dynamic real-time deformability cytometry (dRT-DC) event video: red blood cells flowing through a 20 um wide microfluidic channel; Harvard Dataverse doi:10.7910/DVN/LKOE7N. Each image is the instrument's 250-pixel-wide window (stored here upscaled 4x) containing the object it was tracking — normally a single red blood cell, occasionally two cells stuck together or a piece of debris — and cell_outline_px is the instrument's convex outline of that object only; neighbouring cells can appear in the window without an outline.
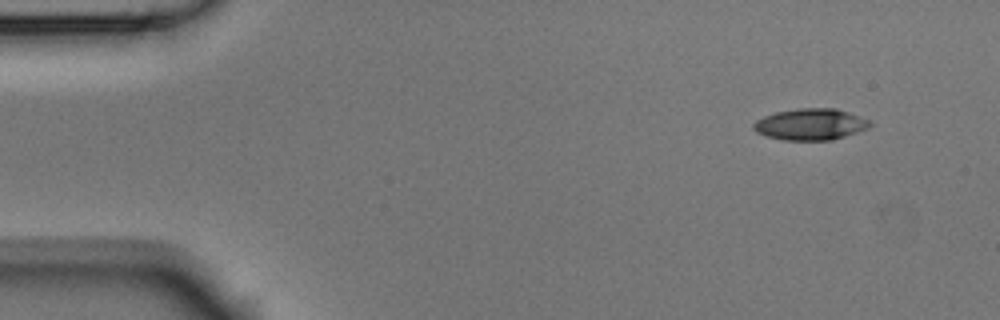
{"species": "Egyptian fruit bat (a non-hibernating species)", "species_latin": "Rousettus aegyptiacus", "temperature_condition": "room temperature", "stored_images_in_passage": 5, "camera_frame_rate_fps": 3000, "um_per_image_px": 0.085, "animal": {"sex": "male"}, "frame": {"image": 1, "passage_image": 2, "time_ms": 0.333, "image_size_px": [1000, 320], "cell_outline_px": [[872, 124], [868, 128], [832, 140], [784, 140], [768, 136], [756, 132], [752, 128], [752, 124], [756, 120], [764, 116], [776, 112], [800, 108], [836, 108], [848, 112], [868, 120]], "centroid_in_image_um": [68.86, 10.56], "position_along_channel_um": 16.1, "area_um2": 21.15}}
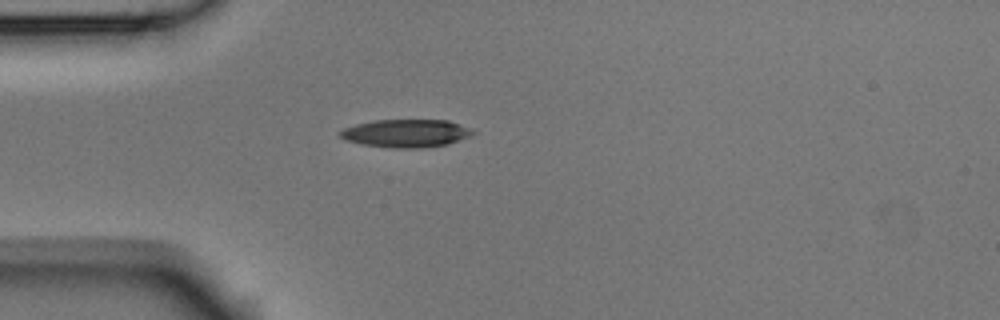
{"frame": {"image": 2, "passage_image": 5, "time_ms": 1.333, "image_size_px": [1000, 320], "cell_outline_px": [[476, 132], [472, 136], [448, 144], [424, 148], [392, 148], [360, 144], [344, 140], [340, 136], [340, 132], [344, 128], [356, 124], [376, 120], [448, 120], [472, 128]], "centroid_in_image_um": [34.55, 11.33], "position_along_channel_um": 50.4, "area_um2": 21.85}}